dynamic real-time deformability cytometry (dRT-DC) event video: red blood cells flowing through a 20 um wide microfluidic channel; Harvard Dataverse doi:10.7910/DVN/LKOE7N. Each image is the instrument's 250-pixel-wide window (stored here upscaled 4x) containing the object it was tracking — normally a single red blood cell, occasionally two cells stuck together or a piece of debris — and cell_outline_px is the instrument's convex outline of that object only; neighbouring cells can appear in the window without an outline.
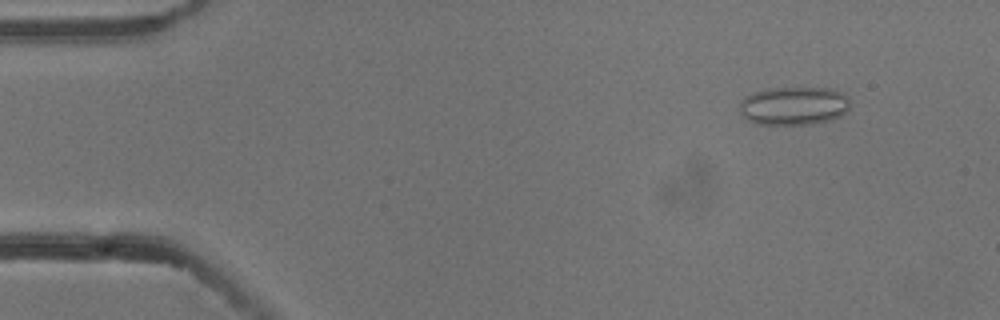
{"species": "common noctule bat (a hibernating species)", "species_latin": "Nyctalus noctula", "temperature_condition": "cold", "stored_images_in_passage": 4, "camera_frame_rate_fps": 3000, "um_per_image_px": 0.085, "animal": {"sex": "male", "body_mass_g": 13.3}, "frame": {"image": 1, "passage_image": 2, "time_ms": 0.333, "image_size_px": [1000, 320], "cell_outline_px": [[848, 108], [840, 116], [828, 120], [812, 124], [756, 124], [748, 120], [740, 112], [740, 100], [744, 96], [752, 92], [768, 88], [832, 88], [840, 92], [848, 100]], "centroid_in_image_um": [67.41, 8.99], "position_along_channel_um": 17.6, "area_um2": 24.62}}